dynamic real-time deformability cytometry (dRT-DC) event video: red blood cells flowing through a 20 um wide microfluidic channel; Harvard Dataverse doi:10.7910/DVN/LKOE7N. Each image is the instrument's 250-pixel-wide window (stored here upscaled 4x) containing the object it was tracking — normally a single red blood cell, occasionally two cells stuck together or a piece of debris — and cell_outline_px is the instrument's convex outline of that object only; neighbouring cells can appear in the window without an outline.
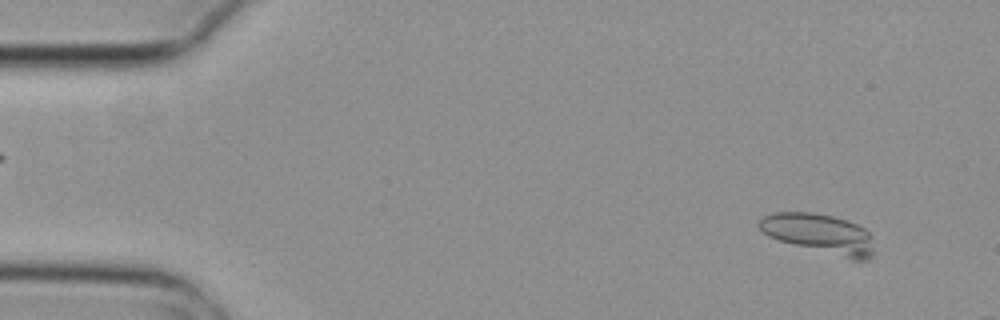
{"species": "common noctule bat (a hibernating species)", "species_latin": "Nyctalus noctula", "temperature_condition": "cold", "stored_images_in_passage": 3, "camera_frame_rate_fps": 3000, "um_per_image_px": 0.085, "animal": {"sex": "female", "body_mass_g": 29.2, "forearm_length_mm": 56.3}, "frame": {"image": 1, "passage_image": 1, "time_ms": 0.0, "image_size_px": [1000, 320], "cell_outline_px": [[872, 256], [868, 260], [852, 260], [780, 240], [768, 236], [756, 224], [764, 216], [776, 212], [812, 212], [832, 216], [848, 220], [864, 228], [872, 236]], "centroid_in_image_um": [69.68, 19.85], "position_along_channel_um": 15.3, "area_um2": 26.3}}